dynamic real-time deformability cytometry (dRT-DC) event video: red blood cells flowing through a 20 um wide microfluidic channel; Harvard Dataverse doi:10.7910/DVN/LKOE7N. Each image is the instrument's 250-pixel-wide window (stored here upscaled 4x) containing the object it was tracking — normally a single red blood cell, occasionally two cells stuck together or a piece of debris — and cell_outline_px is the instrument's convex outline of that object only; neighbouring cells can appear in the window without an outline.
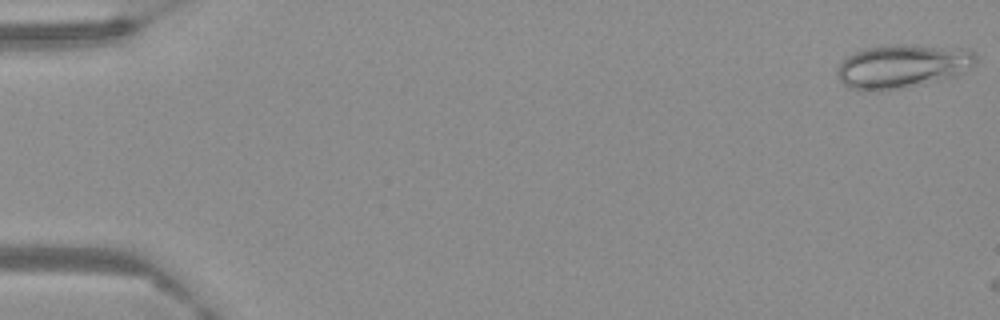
{"species": "Egyptian fruit bat (a non-hibernating species)", "species_latin": "Rousettus aegyptiacus", "temperature_condition": "warm", "stored_images_in_passage": 3, "camera_frame_rate_fps": 3000, "um_per_image_px": 0.085, "frame": {"image": 1, "passage_image": 1, "time_ms": 0.0, "image_size_px": [1000, 320], "cell_outline_px": [[976, 64], [960, 76], [880, 92], [848, 88], [840, 80], [836, 72], [844, 56], [864, 48], [884, 44], [904, 44], [968, 48], [976, 52]], "centroid_in_image_um": [76.74, 5.61], "position_along_channel_um": 8.3, "area_um2": 36.13}}